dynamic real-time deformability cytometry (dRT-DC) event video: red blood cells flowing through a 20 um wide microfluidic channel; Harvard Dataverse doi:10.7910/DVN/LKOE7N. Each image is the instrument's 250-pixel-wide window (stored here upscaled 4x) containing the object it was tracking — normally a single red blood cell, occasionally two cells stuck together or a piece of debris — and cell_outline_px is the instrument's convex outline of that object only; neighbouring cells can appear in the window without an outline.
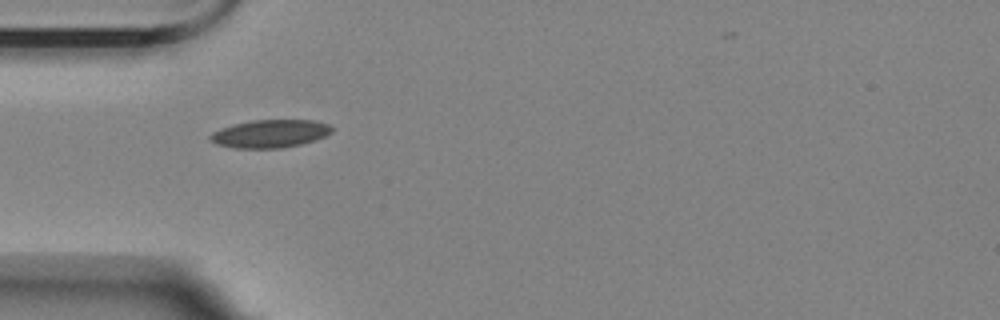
{"species": "Egyptian fruit bat (a non-hibernating species)", "species_latin": "Rousettus aegyptiacus", "temperature_condition": "room temperature", "stored_images_in_passage": 7, "camera_frame_rate_fps": 3000, "um_per_image_px": 0.085, "animal": {"sex": "female"}, "frame": {"image": 1, "passage_image": 1, "time_ms": 0.0, "image_size_px": [1000, 320], "cell_outline_px": [[332, 132], [316, 140], [300, 144], [280, 148], [232, 148], [216, 144], [208, 140], [208, 136], [212, 132], [220, 128], [232, 124], [252, 120], [312, 120], [328, 124], [332, 128]], "centroid_in_image_um": [22.89, 11.36], "position_along_channel_um": 62.1, "area_um2": 19.94}}
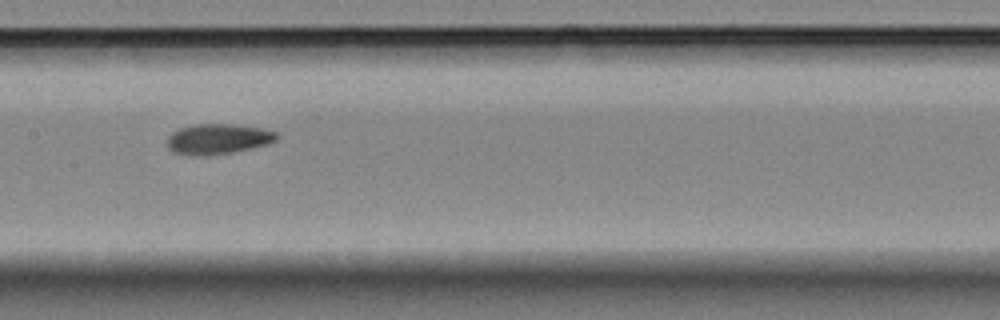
{"frame": {"image": 2, "passage_image": 4, "time_ms": 3.667, "image_size_px": [1000, 320], "cell_outline_px": [[280, 136], [276, 140], [268, 144], [252, 148], [232, 152], [200, 156], [172, 152], [168, 148], [168, 136], [172, 132], [180, 128], [192, 124], [236, 124], [264, 128], [276, 132]], "centroid_in_image_um": [18.56, 11.8], "position_along_channel_um": 188.8, "area_um2": 19.48}}
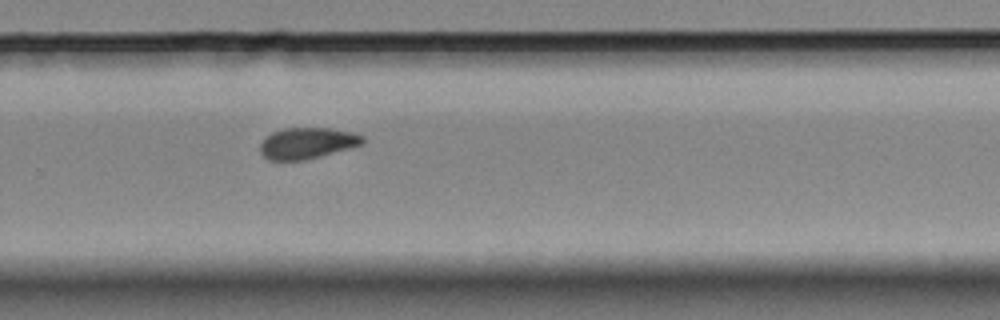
{"frame": {"image": 3, "passage_image": 7, "time_ms": 7.0, "image_size_px": [1000, 320], "cell_outline_px": [[364, 144], [320, 156], [304, 160], [268, 160], [260, 152], [260, 144], [272, 132], [284, 128], [332, 128], [352, 132], [364, 136]], "centroid_in_image_um": [26.13, 12.16], "position_along_channel_um": 303.7, "area_um2": 18.55}}